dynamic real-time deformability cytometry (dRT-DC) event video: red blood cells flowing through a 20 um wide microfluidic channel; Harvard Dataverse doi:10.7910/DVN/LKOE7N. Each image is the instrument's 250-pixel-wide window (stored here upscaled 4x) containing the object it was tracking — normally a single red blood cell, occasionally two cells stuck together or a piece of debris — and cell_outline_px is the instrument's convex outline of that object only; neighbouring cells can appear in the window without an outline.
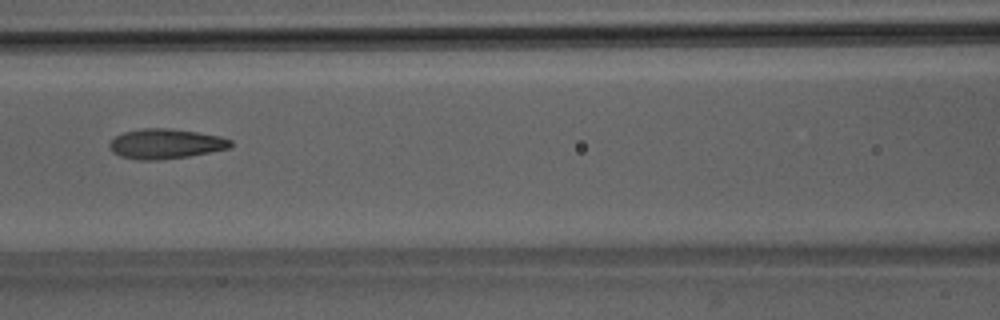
{"species": "Egyptian fruit bat (a non-hibernating species)", "species_latin": "Rousettus aegyptiacus", "temperature_condition": "room temperature", "stored_images_in_passage": 7, "camera_frame_rate_fps": 3000, "um_per_image_px": 0.085, "animal": {"sex": "male"}, "frame": {"image": 1, "passage_image": 6, "time_ms": 6.667, "image_size_px": [1000, 320], "cell_outline_px": [[232, 144], [228, 148], [188, 156], [160, 160], [140, 160], [120, 156], [112, 152], [108, 144], [116, 136], [124, 132], [144, 128], [168, 128], [196, 132], [220, 136], [232, 140]], "centroid_in_image_um": [14.05, 12.22], "position_along_channel_um": 152.5, "area_um2": 20.92}}